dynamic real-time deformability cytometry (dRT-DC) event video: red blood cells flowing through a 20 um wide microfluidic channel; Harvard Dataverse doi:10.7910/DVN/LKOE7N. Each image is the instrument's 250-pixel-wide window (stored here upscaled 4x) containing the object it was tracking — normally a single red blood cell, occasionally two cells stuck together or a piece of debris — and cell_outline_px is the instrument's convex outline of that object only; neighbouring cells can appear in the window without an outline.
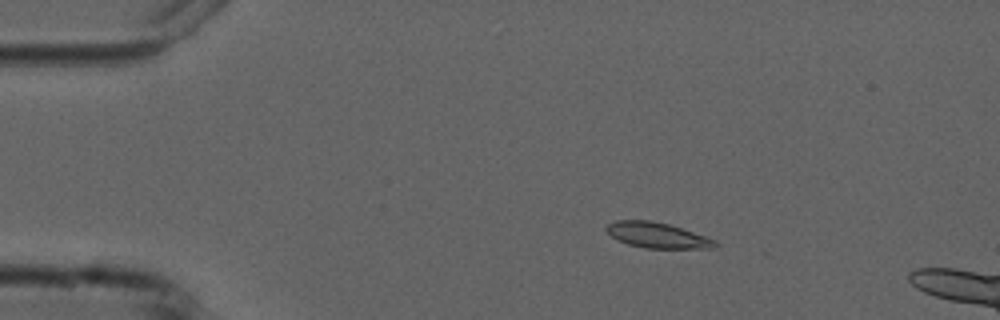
{"species": "common noctule bat (a hibernating species)", "species_latin": "Nyctalus noctula", "temperature_condition": "cold", "stored_images_in_passage": 6, "camera_frame_rate_fps": 3000, "um_per_image_px": 0.085, "animal": {"sex": "male", "forearm_length_mm": 52.5}, "frame": {"image": 1, "passage_image": 3, "time_ms": 2.333, "image_size_px": [1000, 320], "cell_outline_px": [[720, 244], [716, 248], [644, 248], [628, 244], [616, 240], [604, 228], [608, 224], [616, 220], [648, 220], [668, 224], [708, 236], [716, 240]], "centroid_in_image_um": [55.91, 20.0], "position_along_channel_um": 29.1, "area_um2": 16.3}}